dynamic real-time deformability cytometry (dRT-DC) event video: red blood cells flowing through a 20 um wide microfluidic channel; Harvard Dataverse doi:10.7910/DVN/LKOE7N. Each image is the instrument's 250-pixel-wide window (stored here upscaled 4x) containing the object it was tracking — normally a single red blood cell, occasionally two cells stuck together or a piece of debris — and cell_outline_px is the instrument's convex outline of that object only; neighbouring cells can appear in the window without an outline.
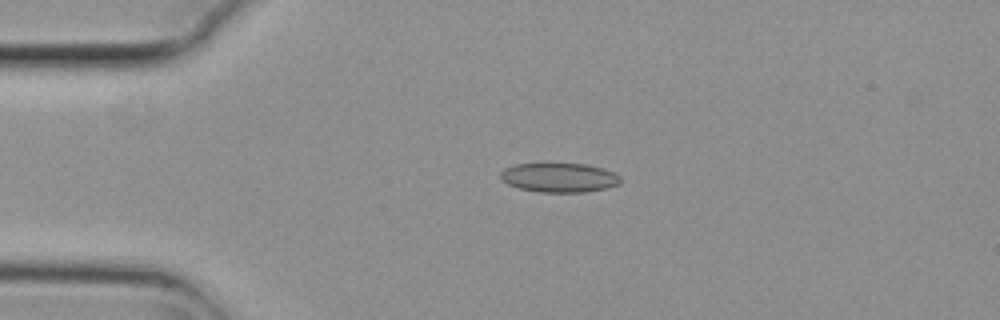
{"species": "common noctule bat (a hibernating species)", "species_latin": "Nyctalus noctula", "temperature_condition": "cold", "stored_images_in_passage": 4, "camera_frame_rate_fps": 3000, "um_per_image_px": 0.085, "animal": {"sex": "female", "body_mass_g": 29.2, "forearm_length_mm": 56.3}, "frame": {"image": 1, "passage_image": 3, "time_ms": 0.667, "image_size_px": [1000, 320], "cell_outline_px": [[620, 184], [608, 188], [584, 192], [540, 192], [520, 188], [508, 184], [500, 180], [500, 172], [504, 168], [516, 164], [584, 164], [600, 168], [612, 172], [620, 176]], "centroid_in_image_um": [47.51, 15.1], "position_along_channel_um": 37.5, "area_um2": 20.35}}